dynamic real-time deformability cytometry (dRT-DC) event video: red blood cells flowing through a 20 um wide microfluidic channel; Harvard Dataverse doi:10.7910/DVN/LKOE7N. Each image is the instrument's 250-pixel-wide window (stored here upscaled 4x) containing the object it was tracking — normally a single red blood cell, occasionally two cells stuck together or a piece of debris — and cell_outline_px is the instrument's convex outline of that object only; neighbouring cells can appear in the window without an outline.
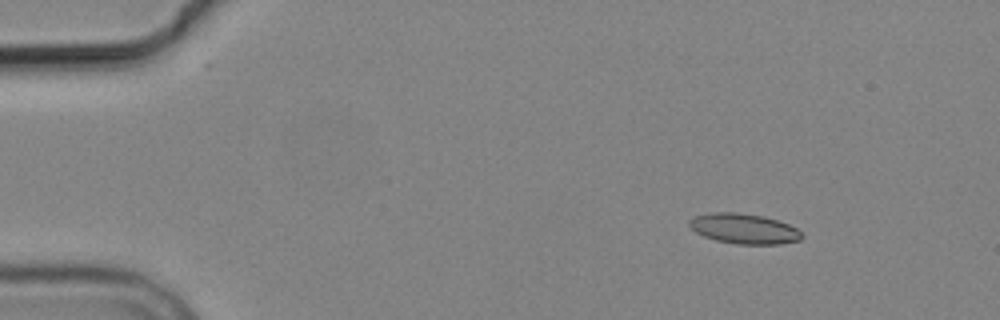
{"species": "common noctule bat (a hibernating species)", "species_latin": "Nyctalus noctula", "temperature_condition": "cold", "stored_images_in_passage": 5, "camera_frame_rate_fps": 3000, "um_per_image_px": 0.085, "animal": {"sex": "male", "body_mass_g": 19.2, "forearm_length_mm": 51.8}, "frame": {"image": 1, "passage_image": 2, "time_ms": 1.333, "image_size_px": [1000, 320], "cell_outline_px": [[804, 236], [800, 240], [780, 244], [736, 244], [716, 240], [704, 236], [696, 232], [688, 224], [688, 220], [696, 216], [712, 212], [740, 212], [764, 216], [788, 224], [796, 228]], "centroid_in_image_um": [63.24, 19.43], "position_along_channel_um": 21.8, "area_um2": 19.77}}
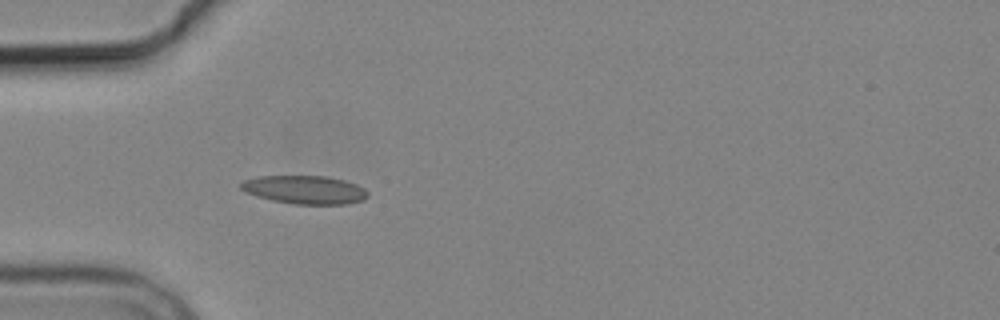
{"frame": {"image": 2, "passage_image": 5, "time_ms": 4.667, "image_size_px": [1000, 320], "cell_outline_px": [[368, 196], [364, 200], [348, 204], [296, 204], [272, 200], [256, 196], [244, 192], [240, 188], [240, 184], [244, 180], [256, 176], [328, 176], [344, 180], [356, 184], [364, 188], [368, 192]], "centroid_in_image_um": [25.9, 16.12], "position_along_channel_um": 59.1, "area_um2": 21.1}}